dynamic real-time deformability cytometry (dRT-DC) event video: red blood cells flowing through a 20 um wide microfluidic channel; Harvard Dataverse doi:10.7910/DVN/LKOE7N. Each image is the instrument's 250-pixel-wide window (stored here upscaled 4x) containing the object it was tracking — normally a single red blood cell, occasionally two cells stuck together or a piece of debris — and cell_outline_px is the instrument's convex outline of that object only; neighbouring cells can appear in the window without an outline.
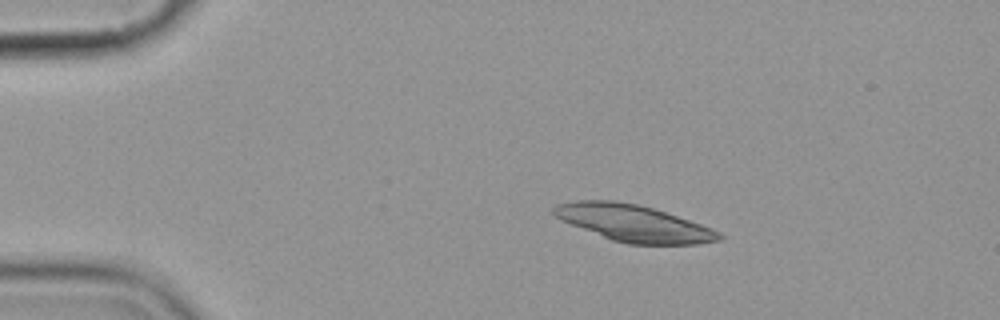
{"species": "common noctule bat (a hibernating species)", "species_latin": "Nyctalus noctula", "temperature_condition": "cold", "stored_images_in_passage": 4, "camera_frame_rate_fps": 3000, "um_per_image_px": 0.085, "animal": {"sex": "female", "body_mass_g": 19.9}, "frame": {"image": 1, "passage_image": 1, "time_ms": 0.0, "image_size_px": [1000, 320], "cell_outline_px": [[724, 236], [720, 240], [700, 244], [628, 244], [612, 240], [560, 220], [552, 212], [552, 208], [556, 204], [576, 200], [612, 200], [636, 204], [652, 208], [700, 224], [720, 232]], "centroid_in_image_um": [53.83, 18.97], "position_along_channel_um": 31.2, "area_um2": 35.03}}